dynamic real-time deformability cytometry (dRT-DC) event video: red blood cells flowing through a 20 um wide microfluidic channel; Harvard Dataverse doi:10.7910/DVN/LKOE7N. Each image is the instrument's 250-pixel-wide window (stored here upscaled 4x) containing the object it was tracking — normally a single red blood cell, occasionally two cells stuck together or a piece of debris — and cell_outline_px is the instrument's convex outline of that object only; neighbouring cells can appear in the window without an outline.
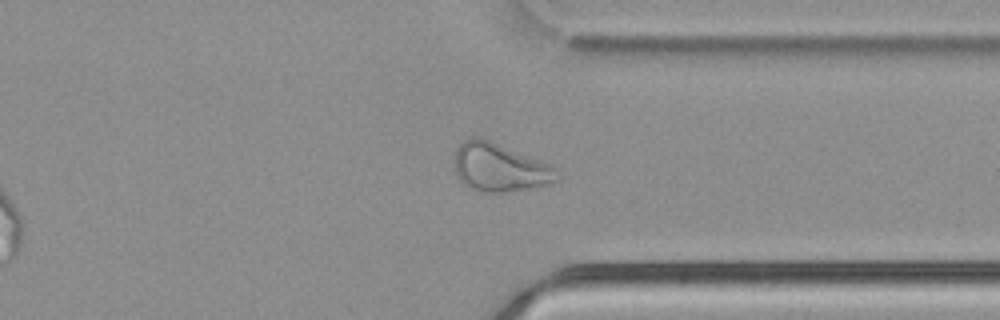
{"species": "common noctule bat (a hibernating species)", "species_latin": "Nyctalus noctula", "temperature_condition": "cold", "stored_images_in_passage": 39, "camera_frame_rate_fps": 3000, "um_per_image_px": 0.085, "animal": {"sex": "male", "body_mass_g": 21.5, "forearm_length_mm": 52.0}, "frame": {"image": 1, "passage_image": 34, "time_ms": 11.0, "image_size_px": [1000, 320], "cell_outline_px": [[560, 180], [528, 188], [508, 192], [480, 192], [464, 184], [456, 176], [456, 148], [464, 140], [472, 136], [480, 136], [548, 164], [560, 172]], "centroid_in_image_um": [42.45, 14.23], "position_along_channel_um": 368.9, "area_um2": 28.55}}
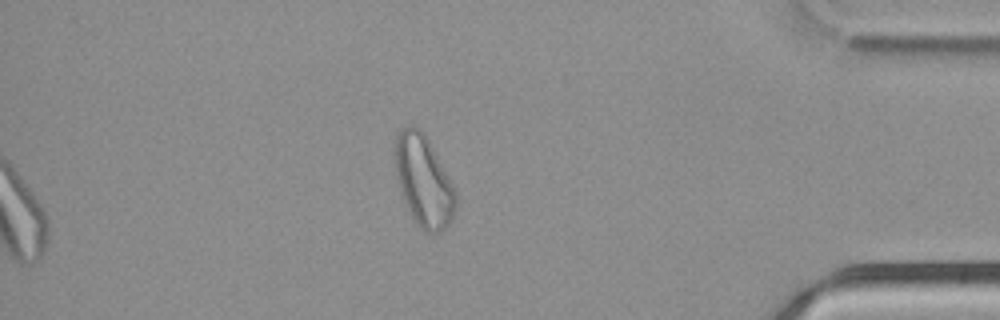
{"frame": {"image": 2, "passage_image": 39, "time_ms": 12.667, "image_size_px": [1000, 320], "cell_outline_px": [[456, 208], [452, 220], [444, 228], [432, 236], [424, 232], [412, 220], [400, 192], [396, 176], [392, 156], [392, 148], [400, 132], [408, 124], [412, 124], [420, 128], [424, 132], [452, 184], [456, 192]], "centroid_in_image_um": [35.96, 15.4], "position_along_channel_um": 399.2, "area_um2": 32.83}}